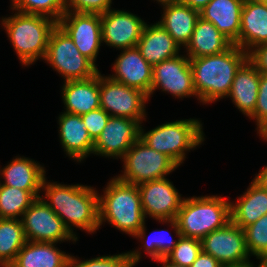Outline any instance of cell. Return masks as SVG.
I'll return each mask as SVG.
<instances>
[{
  "mask_svg": "<svg viewBox=\"0 0 267 267\" xmlns=\"http://www.w3.org/2000/svg\"><path fill=\"white\" fill-rule=\"evenodd\" d=\"M44 202L62 219L69 231L78 228L94 234L99 226V208L96 188L81 184L65 185L49 182L45 177L42 183ZM48 199V200H47Z\"/></svg>",
  "mask_w": 267,
  "mask_h": 267,
  "instance_id": "obj_1",
  "label": "cell"
},
{
  "mask_svg": "<svg viewBox=\"0 0 267 267\" xmlns=\"http://www.w3.org/2000/svg\"><path fill=\"white\" fill-rule=\"evenodd\" d=\"M247 59L248 53L235 44L220 54L189 58L200 103L209 105L226 98L237 70Z\"/></svg>",
  "mask_w": 267,
  "mask_h": 267,
  "instance_id": "obj_2",
  "label": "cell"
},
{
  "mask_svg": "<svg viewBox=\"0 0 267 267\" xmlns=\"http://www.w3.org/2000/svg\"><path fill=\"white\" fill-rule=\"evenodd\" d=\"M99 226L108 222L132 237L145 224L141 195L137 185L112 177L98 196Z\"/></svg>",
  "mask_w": 267,
  "mask_h": 267,
  "instance_id": "obj_3",
  "label": "cell"
},
{
  "mask_svg": "<svg viewBox=\"0 0 267 267\" xmlns=\"http://www.w3.org/2000/svg\"><path fill=\"white\" fill-rule=\"evenodd\" d=\"M56 26L57 22L49 17L18 11L1 19V27L23 66L44 60L50 35Z\"/></svg>",
  "mask_w": 267,
  "mask_h": 267,
  "instance_id": "obj_4",
  "label": "cell"
},
{
  "mask_svg": "<svg viewBox=\"0 0 267 267\" xmlns=\"http://www.w3.org/2000/svg\"><path fill=\"white\" fill-rule=\"evenodd\" d=\"M219 195L184 197L176 222L181 236L202 239L231 221L230 200Z\"/></svg>",
  "mask_w": 267,
  "mask_h": 267,
  "instance_id": "obj_5",
  "label": "cell"
},
{
  "mask_svg": "<svg viewBox=\"0 0 267 267\" xmlns=\"http://www.w3.org/2000/svg\"><path fill=\"white\" fill-rule=\"evenodd\" d=\"M201 120L195 118L176 120L158 125L150 131L140 126V139L150 148L170 157L178 166L186 159L187 152L205 140Z\"/></svg>",
  "mask_w": 267,
  "mask_h": 267,
  "instance_id": "obj_6",
  "label": "cell"
},
{
  "mask_svg": "<svg viewBox=\"0 0 267 267\" xmlns=\"http://www.w3.org/2000/svg\"><path fill=\"white\" fill-rule=\"evenodd\" d=\"M44 61L65 79L64 82L89 79L100 72L58 25L50 35Z\"/></svg>",
  "mask_w": 267,
  "mask_h": 267,
  "instance_id": "obj_7",
  "label": "cell"
},
{
  "mask_svg": "<svg viewBox=\"0 0 267 267\" xmlns=\"http://www.w3.org/2000/svg\"><path fill=\"white\" fill-rule=\"evenodd\" d=\"M119 180L139 185L140 183L166 178L179 166L166 154L157 152L140 138L127 150Z\"/></svg>",
  "mask_w": 267,
  "mask_h": 267,
  "instance_id": "obj_8",
  "label": "cell"
},
{
  "mask_svg": "<svg viewBox=\"0 0 267 267\" xmlns=\"http://www.w3.org/2000/svg\"><path fill=\"white\" fill-rule=\"evenodd\" d=\"M100 107L110 116L126 117L138 121H146V103L148 95L134 87L111 79L99 72Z\"/></svg>",
  "mask_w": 267,
  "mask_h": 267,
  "instance_id": "obj_9",
  "label": "cell"
},
{
  "mask_svg": "<svg viewBox=\"0 0 267 267\" xmlns=\"http://www.w3.org/2000/svg\"><path fill=\"white\" fill-rule=\"evenodd\" d=\"M23 229L27 241L60 243L78 241L65 226L62 219L44 202L37 198L24 212L22 218Z\"/></svg>",
  "mask_w": 267,
  "mask_h": 267,
  "instance_id": "obj_10",
  "label": "cell"
},
{
  "mask_svg": "<svg viewBox=\"0 0 267 267\" xmlns=\"http://www.w3.org/2000/svg\"><path fill=\"white\" fill-rule=\"evenodd\" d=\"M201 248L223 267L243 266L251 262L244 229L231 221L225 227L214 230L202 238Z\"/></svg>",
  "mask_w": 267,
  "mask_h": 267,
  "instance_id": "obj_11",
  "label": "cell"
},
{
  "mask_svg": "<svg viewBox=\"0 0 267 267\" xmlns=\"http://www.w3.org/2000/svg\"><path fill=\"white\" fill-rule=\"evenodd\" d=\"M150 99L157 89L169 93L175 98L197 97L187 55H177L153 65Z\"/></svg>",
  "mask_w": 267,
  "mask_h": 267,
  "instance_id": "obj_12",
  "label": "cell"
},
{
  "mask_svg": "<svg viewBox=\"0 0 267 267\" xmlns=\"http://www.w3.org/2000/svg\"><path fill=\"white\" fill-rule=\"evenodd\" d=\"M57 25L73 40L80 53L96 65L102 45L101 15L66 11Z\"/></svg>",
  "mask_w": 267,
  "mask_h": 267,
  "instance_id": "obj_13",
  "label": "cell"
},
{
  "mask_svg": "<svg viewBox=\"0 0 267 267\" xmlns=\"http://www.w3.org/2000/svg\"><path fill=\"white\" fill-rule=\"evenodd\" d=\"M138 186L145 218L156 221L175 219L184 200L168 178L140 183Z\"/></svg>",
  "mask_w": 267,
  "mask_h": 267,
  "instance_id": "obj_14",
  "label": "cell"
},
{
  "mask_svg": "<svg viewBox=\"0 0 267 267\" xmlns=\"http://www.w3.org/2000/svg\"><path fill=\"white\" fill-rule=\"evenodd\" d=\"M141 124L126 117L110 116L106 126L94 141V155L122 159L140 138Z\"/></svg>",
  "mask_w": 267,
  "mask_h": 267,
  "instance_id": "obj_15",
  "label": "cell"
},
{
  "mask_svg": "<svg viewBox=\"0 0 267 267\" xmlns=\"http://www.w3.org/2000/svg\"><path fill=\"white\" fill-rule=\"evenodd\" d=\"M145 24L136 14L110 8L101 15L102 43L116 50L137 47Z\"/></svg>",
  "mask_w": 267,
  "mask_h": 267,
  "instance_id": "obj_16",
  "label": "cell"
},
{
  "mask_svg": "<svg viewBox=\"0 0 267 267\" xmlns=\"http://www.w3.org/2000/svg\"><path fill=\"white\" fill-rule=\"evenodd\" d=\"M111 79L150 94L153 66L141 55L137 47L121 49L113 64Z\"/></svg>",
  "mask_w": 267,
  "mask_h": 267,
  "instance_id": "obj_17",
  "label": "cell"
},
{
  "mask_svg": "<svg viewBox=\"0 0 267 267\" xmlns=\"http://www.w3.org/2000/svg\"><path fill=\"white\" fill-rule=\"evenodd\" d=\"M61 113L58 117L60 143L66 156L81 163L88 155L93 154L94 141L80 115Z\"/></svg>",
  "mask_w": 267,
  "mask_h": 267,
  "instance_id": "obj_18",
  "label": "cell"
},
{
  "mask_svg": "<svg viewBox=\"0 0 267 267\" xmlns=\"http://www.w3.org/2000/svg\"><path fill=\"white\" fill-rule=\"evenodd\" d=\"M245 0H211L200 10V17L211 22L227 39L238 46L241 11Z\"/></svg>",
  "mask_w": 267,
  "mask_h": 267,
  "instance_id": "obj_19",
  "label": "cell"
},
{
  "mask_svg": "<svg viewBox=\"0 0 267 267\" xmlns=\"http://www.w3.org/2000/svg\"><path fill=\"white\" fill-rule=\"evenodd\" d=\"M61 91L66 113L82 116L100 107L99 73L89 79L64 82Z\"/></svg>",
  "mask_w": 267,
  "mask_h": 267,
  "instance_id": "obj_20",
  "label": "cell"
},
{
  "mask_svg": "<svg viewBox=\"0 0 267 267\" xmlns=\"http://www.w3.org/2000/svg\"><path fill=\"white\" fill-rule=\"evenodd\" d=\"M137 48L152 66L179 55L181 50L180 45L157 21L150 25L146 22Z\"/></svg>",
  "mask_w": 267,
  "mask_h": 267,
  "instance_id": "obj_21",
  "label": "cell"
},
{
  "mask_svg": "<svg viewBox=\"0 0 267 267\" xmlns=\"http://www.w3.org/2000/svg\"><path fill=\"white\" fill-rule=\"evenodd\" d=\"M0 184L23 189L28 192H41L46 177L45 167L33 159L16 156L2 169L0 167Z\"/></svg>",
  "mask_w": 267,
  "mask_h": 267,
  "instance_id": "obj_22",
  "label": "cell"
},
{
  "mask_svg": "<svg viewBox=\"0 0 267 267\" xmlns=\"http://www.w3.org/2000/svg\"><path fill=\"white\" fill-rule=\"evenodd\" d=\"M238 46L247 53L267 43V4L245 0L241 11Z\"/></svg>",
  "mask_w": 267,
  "mask_h": 267,
  "instance_id": "obj_23",
  "label": "cell"
},
{
  "mask_svg": "<svg viewBox=\"0 0 267 267\" xmlns=\"http://www.w3.org/2000/svg\"><path fill=\"white\" fill-rule=\"evenodd\" d=\"M260 71L247 59L237 70L229 97L235 107L250 118L255 111Z\"/></svg>",
  "mask_w": 267,
  "mask_h": 267,
  "instance_id": "obj_24",
  "label": "cell"
},
{
  "mask_svg": "<svg viewBox=\"0 0 267 267\" xmlns=\"http://www.w3.org/2000/svg\"><path fill=\"white\" fill-rule=\"evenodd\" d=\"M163 14L160 25L172 36V38L185 48L189 43L200 11L190 8L182 3H167L162 5Z\"/></svg>",
  "mask_w": 267,
  "mask_h": 267,
  "instance_id": "obj_25",
  "label": "cell"
},
{
  "mask_svg": "<svg viewBox=\"0 0 267 267\" xmlns=\"http://www.w3.org/2000/svg\"><path fill=\"white\" fill-rule=\"evenodd\" d=\"M56 244L27 241L9 267H70L71 255Z\"/></svg>",
  "mask_w": 267,
  "mask_h": 267,
  "instance_id": "obj_26",
  "label": "cell"
},
{
  "mask_svg": "<svg viewBox=\"0 0 267 267\" xmlns=\"http://www.w3.org/2000/svg\"><path fill=\"white\" fill-rule=\"evenodd\" d=\"M232 45L233 43L211 22L200 17L184 50H186V55L189 58H200L223 53Z\"/></svg>",
  "mask_w": 267,
  "mask_h": 267,
  "instance_id": "obj_27",
  "label": "cell"
},
{
  "mask_svg": "<svg viewBox=\"0 0 267 267\" xmlns=\"http://www.w3.org/2000/svg\"><path fill=\"white\" fill-rule=\"evenodd\" d=\"M231 222L244 229L267 214V191L253 181L246 192L230 201Z\"/></svg>",
  "mask_w": 267,
  "mask_h": 267,
  "instance_id": "obj_28",
  "label": "cell"
},
{
  "mask_svg": "<svg viewBox=\"0 0 267 267\" xmlns=\"http://www.w3.org/2000/svg\"><path fill=\"white\" fill-rule=\"evenodd\" d=\"M162 224H167L172 227L173 233L177 239L173 240L172 234L170 231L166 229L156 230L153 231L148 238L146 235V226L145 224L143 227L134 235V238L140 239L141 243L143 244V250L148 254L147 256L151 257L154 261L156 259H161L165 257L176 245L181 236L180 230L178 228L177 222L175 219L171 220H159ZM146 238V240H145Z\"/></svg>",
  "mask_w": 267,
  "mask_h": 267,
  "instance_id": "obj_29",
  "label": "cell"
},
{
  "mask_svg": "<svg viewBox=\"0 0 267 267\" xmlns=\"http://www.w3.org/2000/svg\"><path fill=\"white\" fill-rule=\"evenodd\" d=\"M26 242L21 219L0 218V265L10 266Z\"/></svg>",
  "mask_w": 267,
  "mask_h": 267,
  "instance_id": "obj_30",
  "label": "cell"
},
{
  "mask_svg": "<svg viewBox=\"0 0 267 267\" xmlns=\"http://www.w3.org/2000/svg\"><path fill=\"white\" fill-rule=\"evenodd\" d=\"M40 196V192H28L0 184V218L21 219L24 212Z\"/></svg>",
  "mask_w": 267,
  "mask_h": 267,
  "instance_id": "obj_31",
  "label": "cell"
},
{
  "mask_svg": "<svg viewBox=\"0 0 267 267\" xmlns=\"http://www.w3.org/2000/svg\"><path fill=\"white\" fill-rule=\"evenodd\" d=\"M12 12L43 15L58 22L66 12V0H11Z\"/></svg>",
  "mask_w": 267,
  "mask_h": 267,
  "instance_id": "obj_32",
  "label": "cell"
},
{
  "mask_svg": "<svg viewBox=\"0 0 267 267\" xmlns=\"http://www.w3.org/2000/svg\"><path fill=\"white\" fill-rule=\"evenodd\" d=\"M141 250L135 249L115 255H102L91 259L80 260L71 255L70 267H134L142 258Z\"/></svg>",
  "mask_w": 267,
  "mask_h": 267,
  "instance_id": "obj_33",
  "label": "cell"
},
{
  "mask_svg": "<svg viewBox=\"0 0 267 267\" xmlns=\"http://www.w3.org/2000/svg\"><path fill=\"white\" fill-rule=\"evenodd\" d=\"M246 247L250 256L267 260V214L244 228Z\"/></svg>",
  "mask_w": 267,
  "mask_h": 267,
  "instance_id": "obj_34",
  "label": "cell"
},
{
  "mask_svg": "<svg viewBox=\"0 0 267 267\" xmlns=\"http://www.w3.org/2000/svg\"><path fill=\"white\" fill-rule=\"evenodd\" d=\"M201 251L200 239L180 236L177 245L165 258L171 263L190 267Z\"/></svg>",
  "mask_w": 267,
  "mask_h": 267,
  "instance_id": "obj_35",
  "label": "cell"
},
{
  "mask_svg": "<svg viewBox=\"0 0 267 267\" xmlns=\"http://www.w3.org/2000/svg\"><path fill=\"white\" fill-rule=\"evenodd\" d=\"M112 5V0H66V11L102 15Z\"/></svg>",
  "mask_w": 267,
  "mask_h": 267,
  "instance_id": "obj_36",
  "label": "cell"
},
{
  "mask_svg": "<svg viewBox=\"0 0 267 267\" xmlns=\"http://www.w3.org/2000/svg\"><path fill=\"white\" fill-rule=\"evenodd\" d=\"M249 119L255 120L257 132L267 123V73L260 74L255 111Z\"/></svg>",
  "mask_w": 267,
  "mask_h": 267,
  "instance_id": "obj_37",
  "label": "cell"
},
{
  "mask_svg": "<svg viewBox=\"0 0 267 267\" xmlns=\"http://www.w3.org/2000/svg\"><path fill=\"white\" fill-rule=\"evenodd\" d=\"M109 118L110 115L101 107L81 116L85 123V128L93 141L100 135Z\"/></svg>",
  "mask_w": 267,
  "mask_h": 267,
  "instance_id": "obj_38",
  "label": "cell"
},
{
  "mask_svg": "<svg viewBox=\"0 0 267 267\" xmlns=\"http://www.w3.org/2000/svg\"><path fill=\"white\" fill-rule=\"evenodd\" d=\"M248 60L260 73H267V43L252 48L248 52Z\"/></svg>",
  "mask_w": 267,
  "mask_h": 267,
  "instance_id": "obj_39",
  "label": "cell"
},
{
  "mask_svg": "<svg viewBox=\"0 0 267 267\" xmlns=\"http://www.w3.org/2000/svg\"><path fill=\"white\" fill-rule=\"evenodd\" d=\"M190 267H223L214 257L201 251Z\"/></svg>",
  "mask_w": 267,
  "mask_h": 267,
  "instance_id": "obj_40",
  "label": "cell"
},
{
  "mask_svg": "<svg viewBox=\"0 0 267 267\" xmlns=\"http://www.w3.org/2000/svg\"><path fill=\"white\" fill-rule=\"evenodd\" d=\"M253 182L256 183L260 188L267 191V165L256 173V176L253 179Z\"/></svg>",
  "mask_w": 267,
  "mask_h": 267,
  "instance_id": "obj_41",
  "label": "cell"
},
{
  "mask_svg": "<svg viewBox=\"0 0 267 267\" xmlns=\"http://www.w3.org/2000/svg\"><path fill=\"white\" fill-rule=\"evenodd\" d=\"M211 0H181L180 3L189 6L192 9L200 11L203 9Z\"/></svg>",
  "mask_w": 267,
  "mask_h": 267,
  "instance_id": "obj_42",
  "label": "cell"
},
{
  "mask_svg": "<svg viewBox=\"0 0 267 267\" xmlns=\"http://www.w3.org/2000/svg\"><path fill=\"white\" fill-rule=\"evenodd\" d=\"M155 261H157L158 263L161 262L162 263V267H186V266L178 265V264H175V263H171L165 257H162L161 259H156Z\"/></svg>",
  "mask_w": 267,
  "mask_h": 267,
  "instance_id": "obj_43",
  "label": "cell"
},
{
  "mask_svg": "<svg viewBox=\"0 0 267 267\" xmlns=\"http://www.w3.org/2000/svg\"><path fill=\"white\" fill-rule=\"evenodd\" d=\"M260 138L267 141V123L257 132Z\"/></svg>",
  "mask_w": 267,
  "mask_h": 267,
  "instance_id": "obj_44",
  "label": "cell"
},
{
  "mask_svg": "<svg viewBox=\"0 0 267 267\" xmlns=\"http://www.w3.org/2000/svg\"><path fill=\"white\" fill-rule=\"evenodd\" d=\"M256 265L253 262L247 263L245 267H255ZM256 267H267V260H260L259 264Z\"/></svg>",
  "mask_w": 267,
  "mask_h": 267,
  "instance_id": "obj_45",
  "label": "cell"
},
{
  "mask_svg": "<svg viewBox=\"0 0 267 267\" xmlns=\"http://www.w3.org/2000/svg\"><path fill=\"white\" fill-rule=\"evenodd\" d=\"M154 1H157L158 4H167V3H180L181 0H154Z\"/></svg>",
  "mask_w": 267,
  "mask_h": 267,
  "instance_id": "obj_46",
  "label": "cell"
},
{
  "mask_svg": "<svg viewBox=\"0 0 267 267\" xmlns=\"http://www.w3.org/2000/svg\"><path fill=\"white\" fill-rule=\"evenodd\" d=\"M248 1H254V2H258V3H266L267 4V0H248Z\"/></svg>",
  "mask_w": 267,
  "mask_h": 267,
  "instance_id": "obj_47",
  "label": "cell"
}]
</instances>
